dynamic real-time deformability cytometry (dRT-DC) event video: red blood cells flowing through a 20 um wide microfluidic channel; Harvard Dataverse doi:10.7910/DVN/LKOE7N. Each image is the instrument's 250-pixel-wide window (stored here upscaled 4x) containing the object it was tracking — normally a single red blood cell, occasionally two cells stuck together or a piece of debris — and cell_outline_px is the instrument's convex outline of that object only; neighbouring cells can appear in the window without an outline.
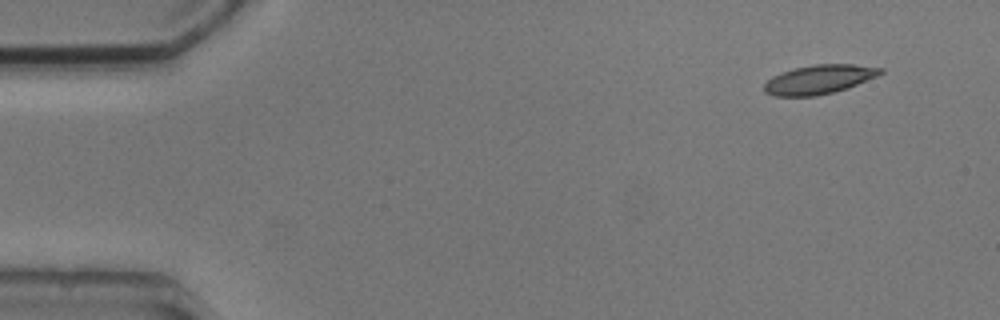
{"species": "common noctule bat (a hibernating species)", "species_latin": "Nyctalus noctula", "temperature_condition": "cold", "stored_images_in_passage": 4, "camera_frame_rate_fps": 3000, "um_per_image_px": 0.085, "animal": {"sex": "male", "body_mass_g": 20.5, "forearm_length_mm": 52.5}, "frame": {"image": 1, "passage_image": 1, "time_ms": 0.0, "image_size_px": [1000, 320], "cell_outline_px": [[884, 72], [876, 76], [848, 88], [816, 96], [776, 96], [764, 92], [764, 84], [772, 76], [796, 68], [812, 64], [852, 64], [884, 68]], "centroid_in_image_um": [69.63, 6.75], "position_along_channel_um": 15.4, "area_um2": 19.54}}
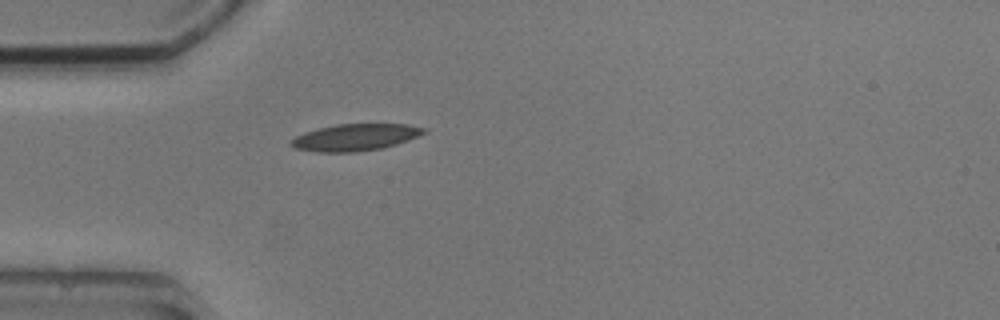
{"frame": {"image": 2, "passage_image": 4, "time_ms": 3.667, "image_size_px": [1000, 320], "cell_outline_px": [[428, 132], [408, 140], [396, 144], [380, 148], [356, 152], [316, 152], [296, 148], [288, 144], [296, 136], [304, 132], [336, 124], [408, 124], [428, 128]], "centroid_in_image_um": [30.23, 11.66], "position_along_channel_um": 54.8, "area_um2": 20.75}}